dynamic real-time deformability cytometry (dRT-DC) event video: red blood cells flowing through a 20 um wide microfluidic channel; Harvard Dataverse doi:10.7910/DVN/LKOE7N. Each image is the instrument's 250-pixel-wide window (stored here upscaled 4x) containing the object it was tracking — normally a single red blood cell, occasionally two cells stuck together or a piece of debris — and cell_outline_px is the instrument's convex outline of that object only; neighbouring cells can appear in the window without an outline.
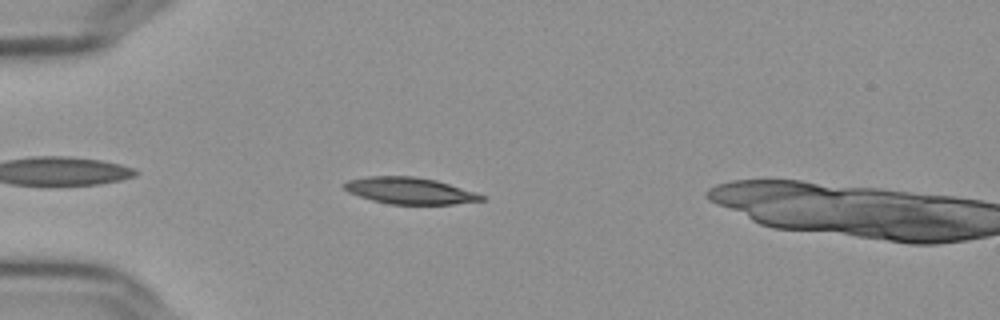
{"species": "Egyptian fruit bat (a non-hibernating species)", "species_latin": "Rousettus aegyptiacus", "temperature_condition": "cold", "stored_images_in_passage": 46, "camera_frame_rate_fps": 3000, "um_per_image_px": 0.085, "frame": {"image": 1, "passage_image": 5, "time_ms": 1.333, "image_size_px": [1000, 320], "cell_outline_px": [[484, 200], [452, 204], [388, 204], [372, 200], [348, 192], [340, 184], [348, 180], [368, 176], [412, 176], [436, 180], [476, 192], [484, 196]], "centroid_in_image_um": [34.79, 16.2], "position_along_channel_um": 50.2, "area_um2": 21.21}}
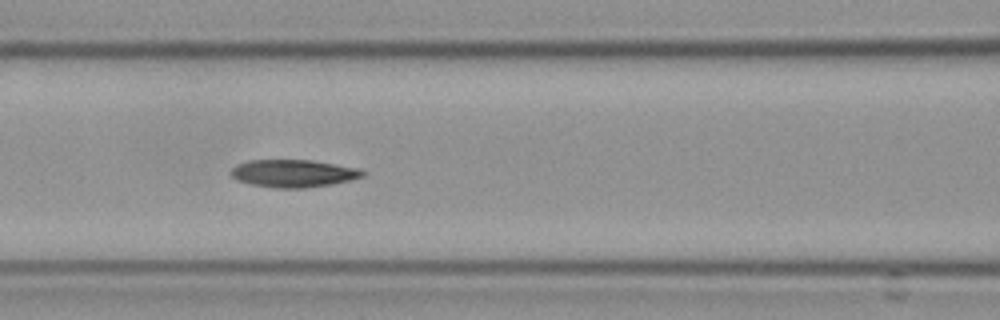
{"frame": {"image": 2, "passage_image": 14, "time_ms": 4.333, "image_size_px": [1000, 320], "cell_outline_px": [[368, 172], [364, 176], [352, 180], [332, 184], [304, 188], [276, 188], [248, 184], [236, 180], [228, 172], [236, 164], [248, 160], [312, 160], [356, 168]], "centroid_in_image_um": [24.9, 14.74], "position_along_channel_um": 141.7, "area_um2": 21.39}}
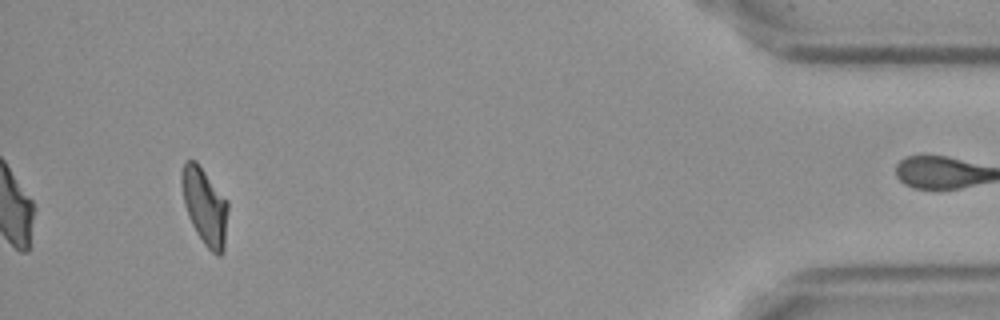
{"frame": {"image": 3, "passage_image": 42, "time_ms": 13.667, "image_size_px": [1000, 320], "cell_outline_px": [[228, 212], [224, 252], [220, 256], [216, 256], [204, 244], [196, 232], [188, 216], [184, 204], [180, 184], [180, 172], [184, 160], [196, 160], [228, 200]], "centroid_in_image_um": [17.4, 17.51], "position_along_channel_um": 417.8, "area_um2": 21.21}, "authors_computed_cell_mechanics": {"area_um2": 21.2126, "velocity_mm_per_s": 3.6441, "shape_relaxation_time_tau1_ms": 7.5666, "shape_relaxation_time_tau2_ms": 6.0516, "deformation_change_tau1": 0.2118, "deformation_change_tau2": 0.1263}}